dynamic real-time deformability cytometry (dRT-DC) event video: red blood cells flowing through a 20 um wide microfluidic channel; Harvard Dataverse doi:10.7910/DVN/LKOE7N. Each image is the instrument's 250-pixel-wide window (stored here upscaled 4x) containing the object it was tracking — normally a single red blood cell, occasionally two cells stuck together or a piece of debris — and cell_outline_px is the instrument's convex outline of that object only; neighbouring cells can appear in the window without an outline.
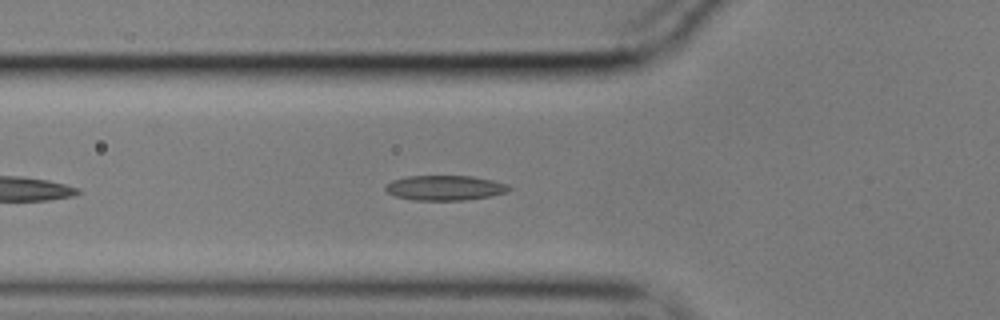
{"species": "common noctule bat (a hibernating species)", "species_latin": "Nyctalus noctula", "temperature_condition": "cold", "stored_images_in_passage": 32, "camera_frame_rate_fps": 3000, "um_per_image_px": 0.085, "animal": {"sex": "male", "body_mass_g": 17.9}, "frame": {"image": 1, "passage_image": 3, "time_ms": 0.667, "image_size_px": [1000, 320], "cell_outline_px": [[512, 188], [508, 192], [492, 196], [464, 200], [412, 200], [396, 196], [388, 192], [384, 188], [392, 180], [408, 176], [472, 176], [492, 180], [508, 184]], "centroid_in_image_um": [37.86, 15.97], "position_along_channel_um": 87.9, "area_um2": 17.98}}
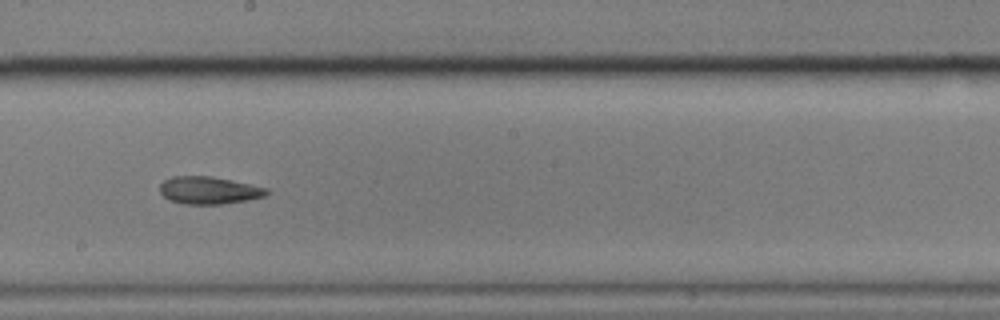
{"frame": {"image": 2, "passage_image": 15, "time_ms": 4.667, "image_size_px": [1000, 320], "cell_outline_px": [[268, 192], [264, 196], [248, 200], [220, 204], [184, 204], [168, 200], [160, 192], [160, 184], [164, 180], [172, 176], [212, 176], [232, 180], [268, 188]], "centroid_in_image_um": [17.73, 16.17], "position_along_channel_um": 230.5, "area_um2": 17.11}}
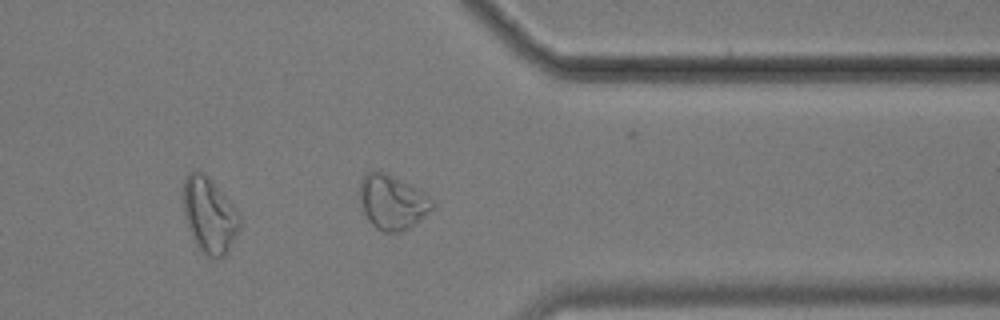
{"frame": {"image": 3, "passage_image": 28, "time_ms": 9.0, "image_size_px": [1000, 320], "cell_outline_px": [[436, 204], [424, 216], [408, 228], [400, 232], [384, 232], [376, 228], [368, 220], [360, 204], [360, 180], [368, 172], [384, 172], [420, 188]], "centroid_in_image_um": [33.35, 17.18], "position_along_channel_um": 378.0, "area_um2": 22.95}, "authors_computed_cell_mechanics": {"area_um2": 17.3978, "velocity_mm_per_s": 3.5484, "shape_relaxation_time_tau1_ms": null, "shape_relaxation_time_tau2_ms": 5.7592, "deformation_change_tau1": null, "deformation_change_tau2": 0.1288}}